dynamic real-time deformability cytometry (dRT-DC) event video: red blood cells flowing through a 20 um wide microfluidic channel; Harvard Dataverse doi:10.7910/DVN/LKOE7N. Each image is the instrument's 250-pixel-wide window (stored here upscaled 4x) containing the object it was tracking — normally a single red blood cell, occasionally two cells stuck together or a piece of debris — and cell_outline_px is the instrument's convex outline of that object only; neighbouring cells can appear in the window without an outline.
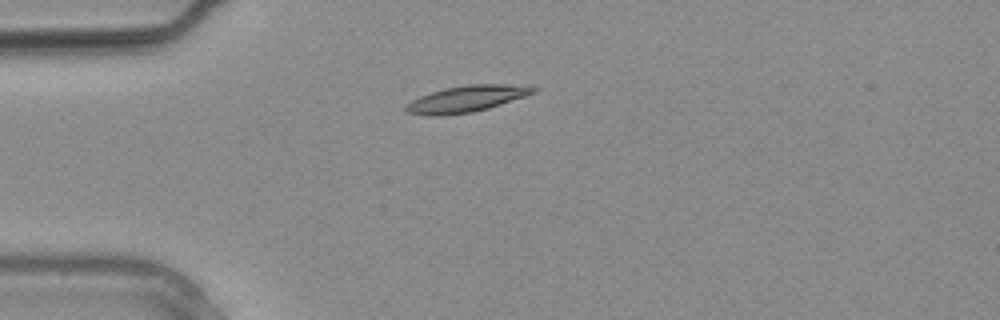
{"species": "common noctule bat (a hibernating species)", "species_latin": "Nyctalus noctula", "temperature_condition": "warm", "stored_images_in_passage": 2, "camera_frame_rate_fps": 3000, "um_per_image_px": 0.085, "animal": {"sex": "male", "body_mass_g": 20.4}, "frame": {"image": 1, "passage_image": 2, "time_ms": 0.333, "image_size_px": [1000, 320], "cell_outline_px": [[540, 88], [536, 92], [488, 108], [472, 112], [440, 116], [428, 116], [404, 112], [404, 108], [412, 100], [420, 96], [444, 88], [468, 84], [504, 84]], "centroid_in_image_um": [39.6, 8.41], "position_along_channel_um": 45.4, "area_um2": 19.42}}